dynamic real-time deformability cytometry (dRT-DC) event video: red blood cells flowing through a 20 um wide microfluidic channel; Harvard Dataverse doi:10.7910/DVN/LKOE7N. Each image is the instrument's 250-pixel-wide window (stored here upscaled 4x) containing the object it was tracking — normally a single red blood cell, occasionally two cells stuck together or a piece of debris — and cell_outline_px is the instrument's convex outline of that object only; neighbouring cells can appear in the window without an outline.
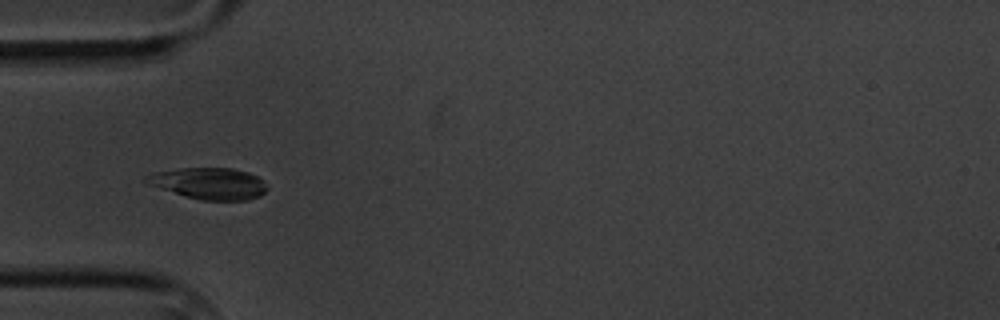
{"species": "common noctule bat (a hibernating species)", "species_latin": "Nyctalus noctula", "temperature_condition": "cold", "stored_images_in_passage": 7, "camera_frame_rate_fps": 3000, "um_per_image_px": 0.085, "animal": {"sex": "male", "body_mass_g": 20.1, "forearm_length_mm": 53.5}, "frame": {"image": 1, "passage_image": 4, "time_ms": 4.333, "image_size_px": [1000, 320], "cell_outline_px": [[268, 188], [260, 196], [248, 200], [200, 200], [184, 196], [148, 184], [144, 180], [144, 176], [152, 172], [180, 168], [232, 168], [248, 172], [256, 176]], "centroid_in_image_um": [17.73, 15.59], "position_along_channel_um": 67.3, "area_um2": 22.14}}
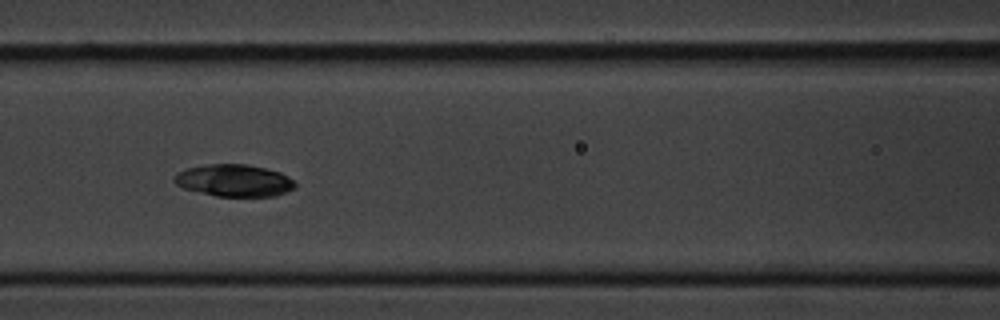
{"frame": {"image": 2, "passage_image": 6, "time_ms": 6.667, "image_size_px": [1000, 320], "cell_outline_px": [[296, 188], [276, 196], [216, 196], [184, 188], [176, 184], [172, 180], [176, 172], [188, 168], [208, 164], [244, 164], [264, 168], [280, 172], [288, 176], [296, 184]], "centroid_in_image_um": [19.9, 15.34], "position_along_channel_um": 146.7, "area_um2": 22.54}}
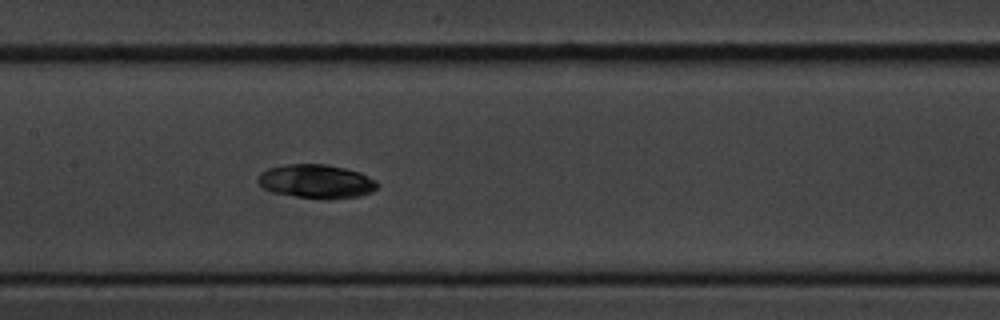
{"frame": {"image": 3, "passage_image": 7, "time_ms": 7.667, "image_size_px": [1000, 320], "cell_outline_px": [[380, 184], [372, 192], [360, 196], [328, 200], [320, 200], [272, 192], [264, 188], [256, 180], [256, 176], [260, 172], [268, 168], [288, 164], [324, 164], [344, 168], [360, 172], [376, 180]], "centroid_in_image_um": [26.89, 15.43], "position_along_channel_um": 180.5, "area_um2": 23.87}}